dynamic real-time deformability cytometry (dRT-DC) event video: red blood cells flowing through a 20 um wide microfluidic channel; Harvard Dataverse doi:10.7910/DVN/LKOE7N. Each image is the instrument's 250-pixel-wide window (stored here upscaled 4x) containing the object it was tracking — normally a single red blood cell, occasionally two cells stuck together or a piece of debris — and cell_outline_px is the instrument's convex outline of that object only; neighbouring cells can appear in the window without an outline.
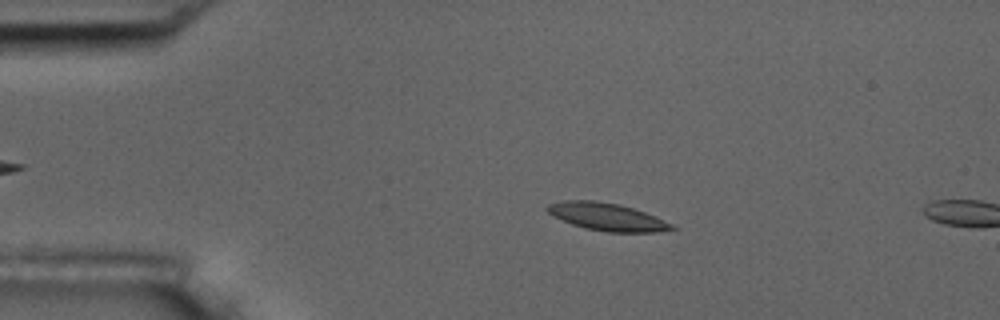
{"species": "common noctule bat (a hibernating species)", "species_latin": "Nyctalus noctula", "temperature_condition": "room temperature", "stored_images_in_passage": 4, "camera_frame_rate_fps": 3000, "um_per_image_px": 0.085, "animal": {"sex": "male", "body_mass_g": 17.5, "forearm_length_mm": 52.3}, "frame": {"image": 1, "passage_image": 3, "time_ms": 0.667, "image_size_px": [1000, 320], "cell_outline_px": [[680, 228], [660, 232], [608, 232], [584, 228], [572, 224], [548, 212], [544, 208], [548, 204], [564, 200], [596, 200], [620, 204], [656, 216]], "centroid_in_image_um": [51.64, 18.43], "position_along_channel_um": 33.4, "area_um2": 20.06}}